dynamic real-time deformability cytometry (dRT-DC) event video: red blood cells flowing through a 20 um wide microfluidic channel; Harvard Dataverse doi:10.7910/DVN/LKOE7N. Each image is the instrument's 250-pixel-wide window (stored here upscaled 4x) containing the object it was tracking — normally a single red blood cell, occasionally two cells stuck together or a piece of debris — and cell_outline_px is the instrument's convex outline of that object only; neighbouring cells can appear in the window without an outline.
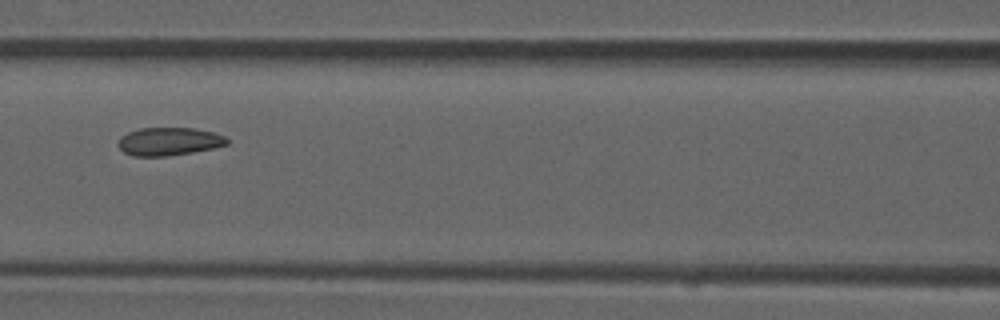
{"species": "common noctule bat (a hibernating species)", "species_latin": "Nyctalus noctula", "temperature_condition": "room temperature", "stored_images_in_passage": 7, "camera_frame_rate_fps": 3000, "um_per_image_px": 0.085, "animal": {"sex": "male", "forearm_length_mm": 52.5}, "frame": {"image": 1, "passage_image": 7, "time_ms": 2.0, "image_size_px": [1000, 320], "cell_outline_px": [[228, 144], [212, 148], [192, 152], [168, 156], [132, 156], [124, 152], [116, 144], [120, 136], [128, 132], [140, 128], [196, 128], [216, 132], [224, 136], [228, 140]], "centroid_in_image_um": [14.34, 12.02], "position_along_channel_um": 152.3, "area_um2": 17.92}}